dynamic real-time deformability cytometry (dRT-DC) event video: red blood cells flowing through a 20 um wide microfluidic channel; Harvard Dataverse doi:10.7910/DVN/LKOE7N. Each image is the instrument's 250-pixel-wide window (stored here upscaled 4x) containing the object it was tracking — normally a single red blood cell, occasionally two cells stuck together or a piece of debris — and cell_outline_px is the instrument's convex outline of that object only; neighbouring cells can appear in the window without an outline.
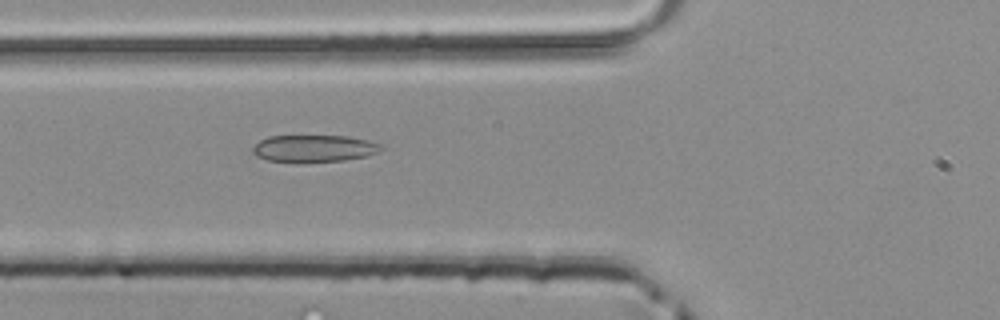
{"species": "common noctule bat (a hibernating species)", "species_latin": "Nyctalus noctula", "temperature_condition": "room temperature", "stored_images_in_passage": 47, "segment_of_instrument_passage": [2, 2], "camera_frame_rate_fps": 3000, "um_per_image_px": 0.085, "animal": {"sex": "male", "body_mass_g": 20.4}, "frame": {"image": 1, "passage_image": 17, "time_ms": 5.333, "image_size_px": [1000, 320], "cell_outline_px": [[384, 148], [368, 156], [344, 160], [268, 160], [256, 156], [252, 152], [252, 148], [260, 140], [268, 136], [348, 136], [368, 140], [380, 144]], "centroid_in_image_um": [26.71, 12.58], "position_along_channel_um": 99.1, "area_um2": 19.59}}
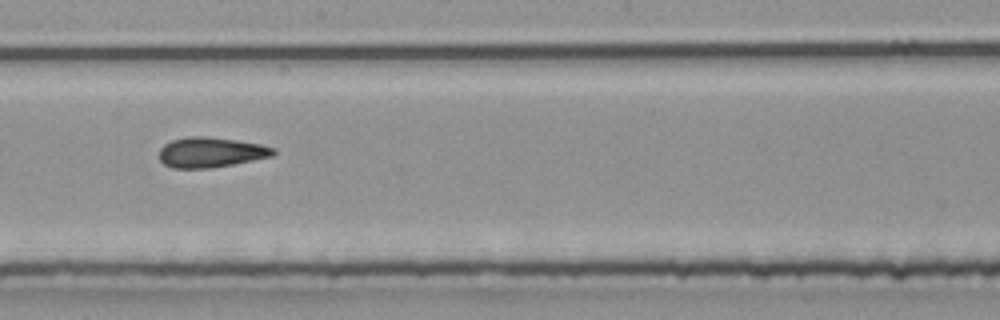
{"frame": {"image": 2, "passage_image": 26, "time_ms": 8.333, "image_size_px": [1000, 320], "cell_outline_px": [[276, 152], [272, 156], [232, 164], [208, 168], [172, 168], [164, 164], [160, 160], [160, 148], [164, 144], [172, 140], [188, 136], [208, 136], [236, 140], [260, 144], [276, 148]], "centroid_in_image_um": [17.91, 12.93], "position_along_channel_um": 230.3, "area_um2": 20.0}}
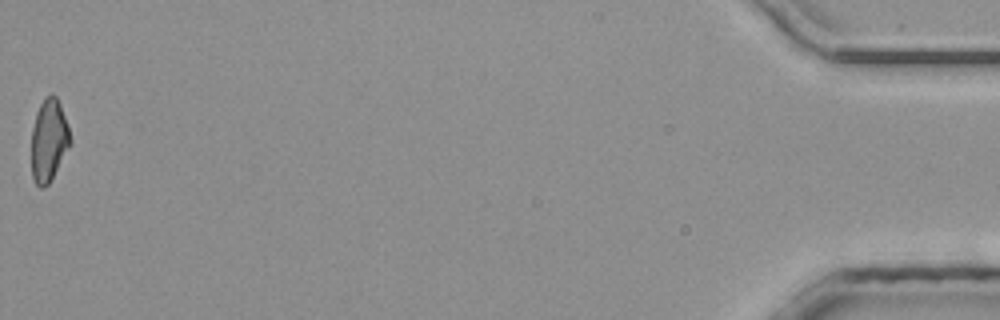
{"frame": {"image": 3, "passage_image": 47, "time_ms": 15.333, "image_size_px": [1000, 320], "cell_outline_px": [[72, 144], [48, 184], [44, 188], [40, 188], [36, 184], [32, 176], [32, 128], [36, 112], [44, 96], [52, 92], [56, 96], [60, 104], [72, 140]], "centroid_in_image_um": [4.15, 11.91], "position_along_channel_um": 431.0, "area_um2": 18.73}}